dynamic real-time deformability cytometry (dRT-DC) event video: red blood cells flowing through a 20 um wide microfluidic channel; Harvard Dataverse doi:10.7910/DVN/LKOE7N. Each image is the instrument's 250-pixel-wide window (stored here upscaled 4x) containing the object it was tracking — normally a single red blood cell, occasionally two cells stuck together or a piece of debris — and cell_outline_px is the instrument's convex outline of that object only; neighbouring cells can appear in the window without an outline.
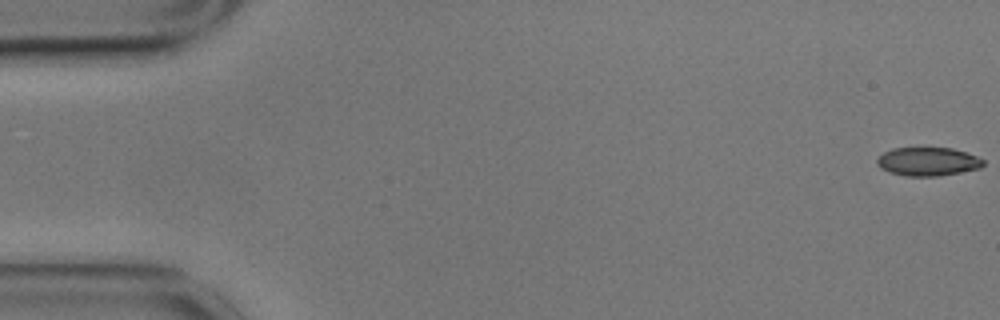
{"species": "common noctule bat (a hibernating species)", "species_latin": "Nyctalus noctula", "temperature_condition": "cold", "stored_images_in_passage": 57, "camera_frame_rate_fps": 3000, "um_per_image_px": 0.085, "animal": {"sex": "male", "body_mass_g": 17.9}, "frame": {"image": 1, "passage_image": 1, "time_ms": 0.0, "image_size_px": [1000, 320], "cell_outline_px": [[984, 164], [980, 168], [940, 176], [904, 176], [888, 172], [880, 168], [876, 164], [876, 160], [884, 152], [892, 148], [952, 148], [976, 156], [984, 160]], "centroid_in_image_um": [78.83, 13.74], "position_along_channel_um": 6.2, "area_um2": 17.69}}
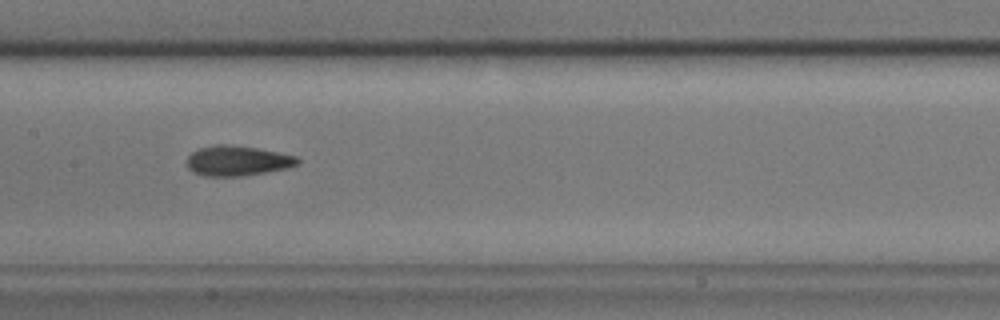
{"frame": {"image": 2, "passage_image": 28, "time_ms": 9.0, "image_size_px": [1000, 320], "cell_outline_px": [[300, 164], [288, 168], [240, 176], [204, 176], [192, 172], [188, 168], [188, 156], [192, 152], [200, 148], [216, 144], [228, 144], [256, 148], [296, 156], [300, 160]], "centroid_in_image_um": [20.18, 13.67], "position_along_channel_um": 187.2, "area_um2": 19.31}}
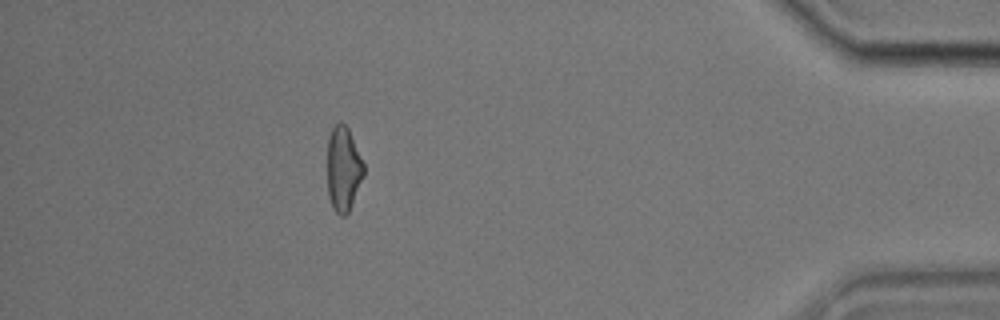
{"frame": {"image": 3, "passage_image": 51, "time_ms": 16.667, "image_size_px": [1000, 320], "cell_outline_px": [[364, 176], [348, 212], [344, 216], [340, 216], [332, 208], [328, 196], [328, 136], [332, 128], [336, 124], [344, 124], [348, 128], [364, 164]], "centroid_in_image_um": [29.18, 14.39], "position_along_channel_um": 406.0, "area_um2": 17.8}, "authors_computed_cell_mechanics": {"area_um2": 19.0162, "velocity_mm_per_s": 3.5106, "shape_relaxation_time_tau1_ms": 5.4653, "shape_relaxation_time_tau2_ms": 2.7468, "deformation_change_tau1": 0.133, "deformation_change_tau2": 0.093}}